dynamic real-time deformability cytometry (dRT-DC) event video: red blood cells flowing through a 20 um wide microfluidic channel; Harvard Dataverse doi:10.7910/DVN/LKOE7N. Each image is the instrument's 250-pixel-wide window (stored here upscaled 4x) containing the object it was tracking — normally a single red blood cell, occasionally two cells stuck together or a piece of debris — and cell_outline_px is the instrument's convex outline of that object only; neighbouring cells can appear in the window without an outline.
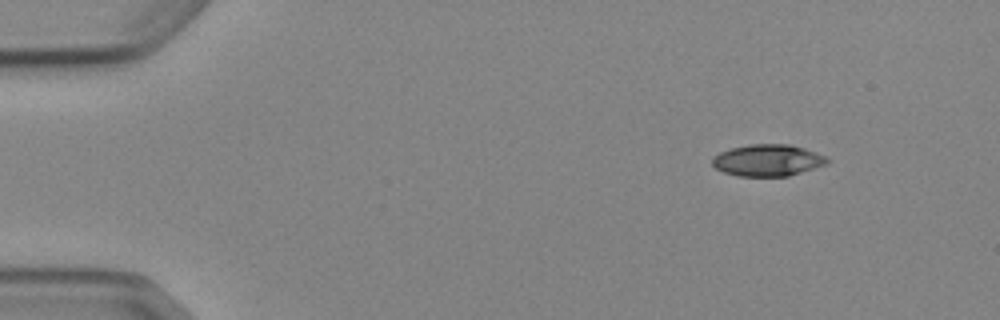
{"species": "Egyptian fruit bat (a non-hibernating species)", "species_latin": "Rousettus aegyptiacus", "temperature_condition": "cold", "stored_images_in_passage": 4, "camera_frame_rate_fps": 3000, "um_per_image_px": 0.085, "animal": {"sex": "female"}, "frame": {"image": 1, "passage_image": 1, "time_ms": 0.0, "image_size_px": [1000, 320], "cell_outline_px": [[828, 164], [788, 176], [736, 176], [724, 172], [716, 168], [712, 164], [712, 156], [720, 152], [732, 148], [748, 144], [792, 144], [804, 148], [824, 156], [828, 160]], "centroid_in_image_um": [65.23, 13.62], "position_along_channel_um": 19.8, "area_um2": 21.21}}
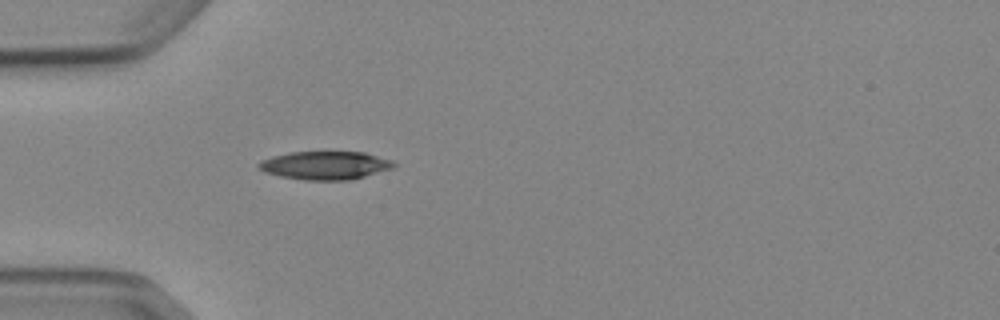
{"frame": {"image": 2, "passage_image": 4, "time_ms": 3.333, "image_size_px": [1000, 320], "cell_outline_px": [[396, 164], [392, 168], [364, 176], [348, 180], [304, 180], [280, 176], [264, 172], [256, 164], [260, 160], [272, 156], [292, 152], [364, 152], [392, 160]], "centroid_in_image_um": [27.61, 14.05], "position_along_channel_um": 57.4, "area_um2": 22.14}}